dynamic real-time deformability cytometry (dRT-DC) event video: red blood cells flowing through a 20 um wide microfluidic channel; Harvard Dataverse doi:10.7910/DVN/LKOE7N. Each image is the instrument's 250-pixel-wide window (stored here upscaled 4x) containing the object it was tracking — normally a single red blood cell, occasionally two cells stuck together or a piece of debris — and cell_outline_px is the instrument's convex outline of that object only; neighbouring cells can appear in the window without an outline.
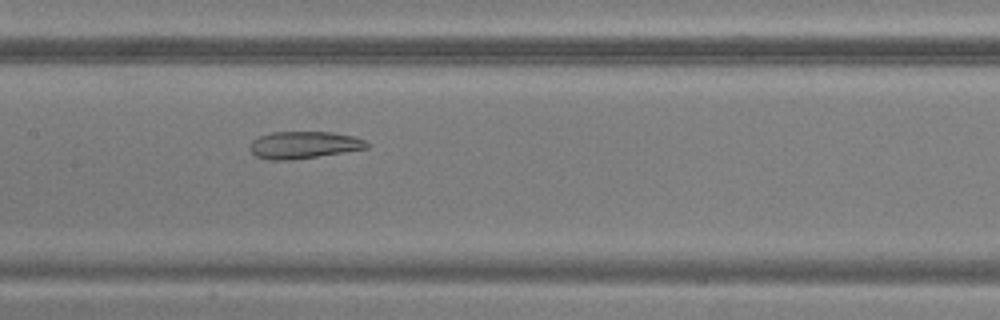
{"species": "common noctule bat (a hibernating species)", "species_latin": "Nyctalus noctula", "temperature_condition": "warm", "stored_images_in_passage": 50, "camera_frame_rate_fps": 3000, "um_per_image_px": 0.085, "animal": {"sex": "male", "body_mass_g": 20.5, "forearm_length_mm": 52.5}, "frame": {"image": 1, "passage_image": 25, "time_ms": 8.0, "image_size_px": [1000, 320], "cell_outline_px": [[368, 148], [344, 152], [292, 160], [268, 160], [256, 156], [248, 148], [252, 140], [260, 136], [272, 132], [332, 132], [352, 136], [364, 140], [368, 144]], "centroid_in_image_um": [25.78, 12.32], "position_along_channel_um": 181.6, "area_um2": 18.44}}
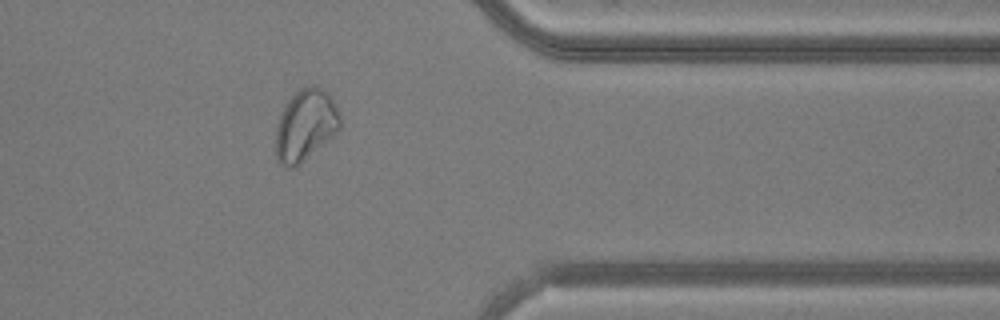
{"frame": {"image": 2, "passage_image": 41, "time_ms": 13.333, "image_size_px": [1000, 320], "cell_outline_px": [[340, 128], [332, 136], [296, 168], [288, 168], [280, 164], [276, 160], [276, 124], [284, 104], [304, 84], [316, 84], [332, 96], [340, 112]], "centroid_in_image_um": [25.96, 10.61], "position_along_channel_um": 385.4, "area_um2": 27.28}}
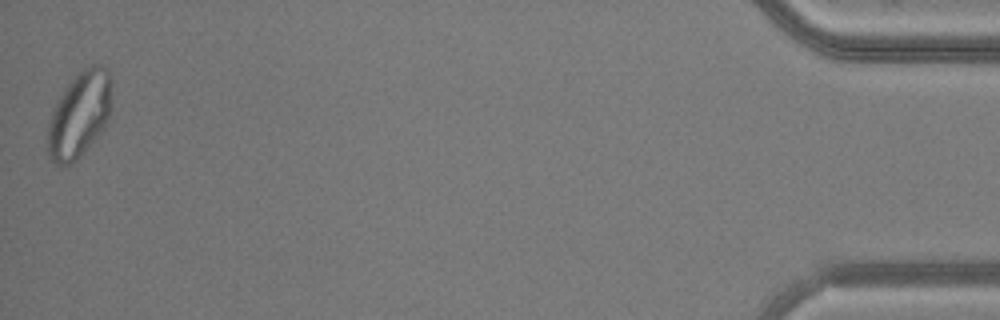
{"frame": {"image": 3, "passage_image": 50, "time_ms": 16.333, "image_size_px": [1000, 320], "cell_outline_px": [[108, 120], [100, 132], [80, 156], [72, 164], [56, 164], [48, 156], [48, 120], [56, 100], [64, 88], [84, 68], [92, 64], [104, 64], [108, 68]], "centroid_in_image_um": [6.69, 9.75], "position_along_channel_um": 428.5, "area_um2": 31.21}}